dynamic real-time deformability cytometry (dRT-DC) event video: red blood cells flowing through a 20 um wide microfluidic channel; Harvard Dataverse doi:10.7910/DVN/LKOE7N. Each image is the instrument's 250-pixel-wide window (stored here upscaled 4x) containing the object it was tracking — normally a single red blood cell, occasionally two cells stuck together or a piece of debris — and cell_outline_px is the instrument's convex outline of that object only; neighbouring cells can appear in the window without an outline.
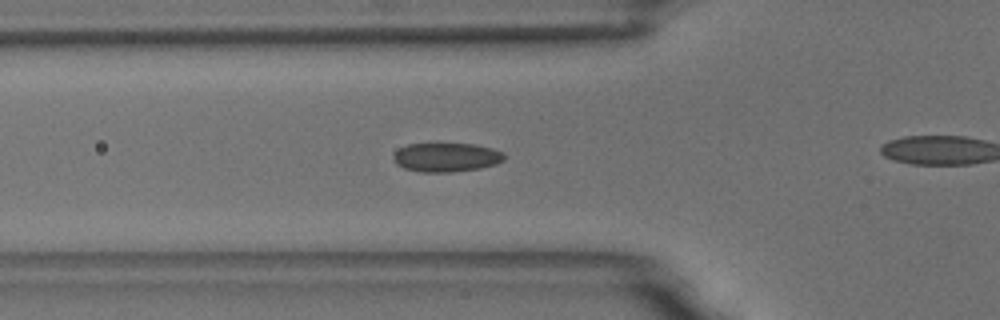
{"species": "common noctule bat (a hibernating species)", "species_latin": "Nyctalus noctula", "temperature_condition": "room temperature", "stored_images_in_passage": 32, "camera_frame_rate_fps": 3000, "um_per_image_px": 0.085, "animal": {"sex": "male", "body_mass_g": 18.8}, "frame": {"image": 1, "passage_image": 5, "time_ms": 1.333, "image_size_px": [1000, 320], "cell_outline_px": [[504, 160], [496, 164], [480, 168], [452, 172], [420, 172], [404, 168], [396, 164], [392, 160], [392, 156], [400, 148], [408, 144], [476, 144], [492, 148], [504, 152]], "centroid_in_image_um": [37.93, 13.37], "position_along_channel_um": 87.9, "area_um2": 18.79}}